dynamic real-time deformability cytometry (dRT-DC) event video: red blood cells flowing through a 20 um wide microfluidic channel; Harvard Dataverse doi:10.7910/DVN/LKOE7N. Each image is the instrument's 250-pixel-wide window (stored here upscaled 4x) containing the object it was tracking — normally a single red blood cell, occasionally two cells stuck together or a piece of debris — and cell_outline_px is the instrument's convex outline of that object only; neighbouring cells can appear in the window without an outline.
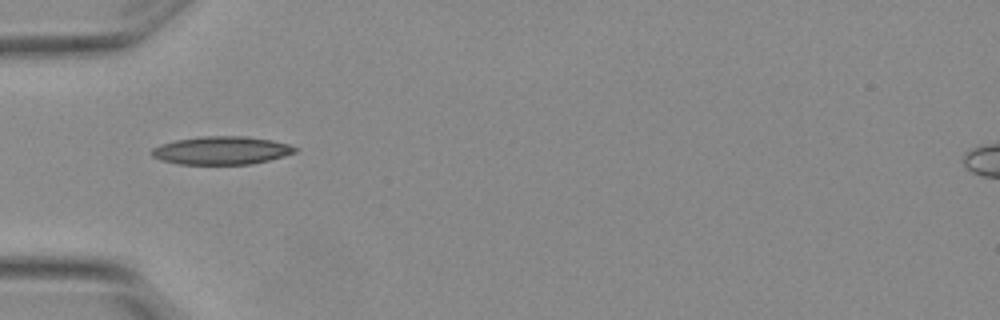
{"species": "Egyptian fruit bat (a non-hibernating species)", "species_latin": "Rousettus aegyptiacus", "temperature_condition": "warm", "stored_images_in_passage": 8, "camera_frame_rate_fps": 3000, "um_per_image_px": 0.085, "animal": {"sex": "female"}, "frame": {"image": 1, "passage_image": 5, "time_ms": 1.333, "image_size_px": [1000, 320], "cell_outline_px": [[300, 148], [296, 152], [284, 156], [252, 164], [176, 164], [160, 160], [152, 156], [148, 152], [152, 148], [160, 144], [176, 140], [200, 136], [248, 136], [272, 140], [288, 144]], "centroid_in_image_um": [18.8, 12.78], "position_along_channel_um": 66.2, "area_um2": 23.76}}
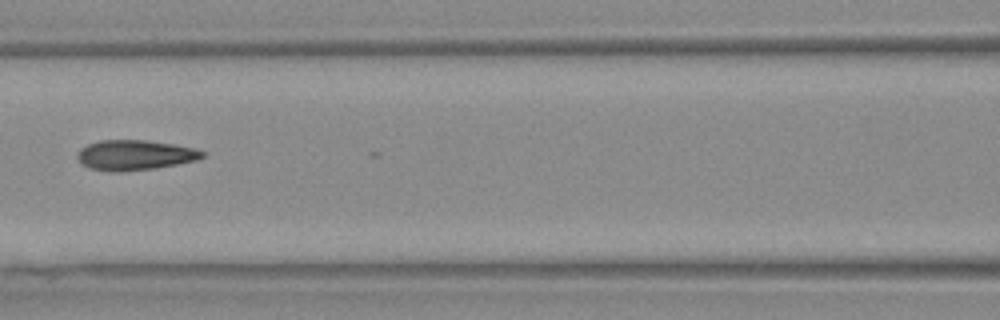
{"frame": {"image": 2, "passage_image": 7, "time_ms": 2.0, "image_size_px": [1000, 320], "cell_outline_px": [[204, 156], [196, 160], [176, 164], [152, 168], [88, 168], [80, 164], [76, 156], [80, 148], [88, 144], [100, 140], [144, 140], [172, 144], [192, 148], [204, 152]], "centroid_in_image_um": [11.44, 13.12], "position_along_channel_um": 155.2, "area_um2": 20.75}}
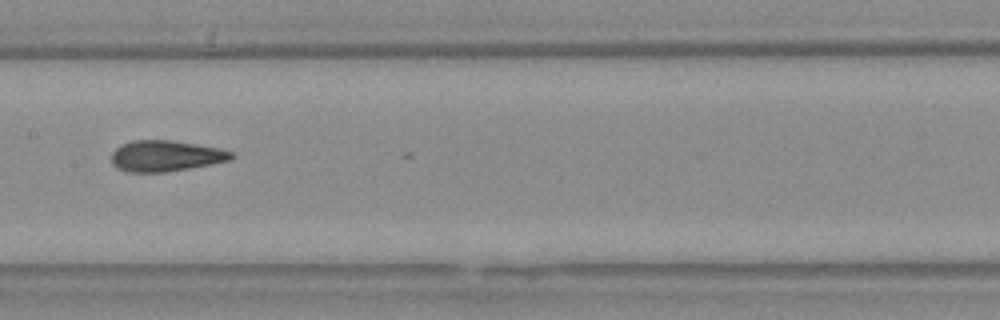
{"frame": {"image": 3, "passage_image": 8, "time_ms": 2.333, "image_size_px": [1000, 320], "cell_outline_px": [[236, 156], [232, 160], [212, 164], [164, 172], [128, 172], [112, 164], [112, 152], [120, 144], [132, 140], [172, 140], [220, 148], [232, 152]], "centroid_in_image_um": [14.11, 13.24], "position_along_channel_um": 193.3, "area_um2": 21.68}}